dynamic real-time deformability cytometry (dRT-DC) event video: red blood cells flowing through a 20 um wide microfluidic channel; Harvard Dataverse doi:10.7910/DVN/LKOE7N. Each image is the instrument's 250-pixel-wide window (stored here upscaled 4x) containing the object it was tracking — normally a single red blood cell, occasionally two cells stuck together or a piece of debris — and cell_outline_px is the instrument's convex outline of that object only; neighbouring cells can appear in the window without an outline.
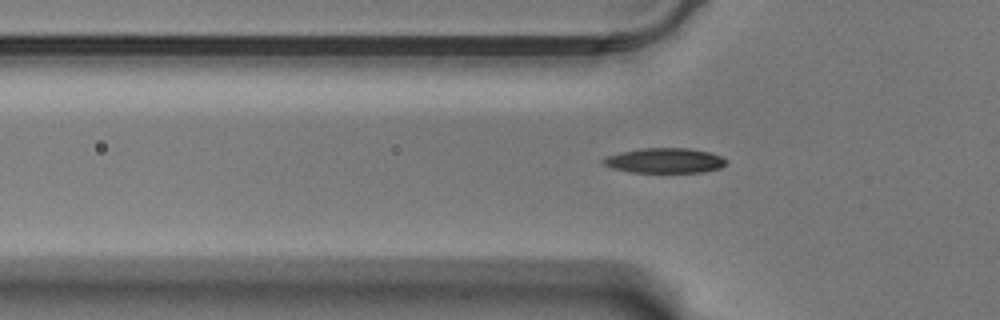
{"species": "Egyptian fruit bat (a non-hibernating species)", "species_latin": "Rousettus aegyptiacus", "temperature_condition": "warm", "stored_images_in_passage": 43, "camera_frame_rate_fps": 3000, "um_per_image_px": 0.085, "animal": {"sex": "male"}, "frame": {"image": 1, "passage_image": 6, "time_ms": 1.667, "image_size_px": [1000, 320], "cell_outline_px": [[724, 164], [720, 168], [700, 172], [632, 172], [612, 168], [604, 164], [600, 160], [608, 156], [620, 152], [640, 148], [688, 148], [708, 152], [720, 156], [724, 160]], "centroid_in_image_um": [56.45, 13.64], "position_along_channel_um": 69.4, "area_um2": 17.63}}
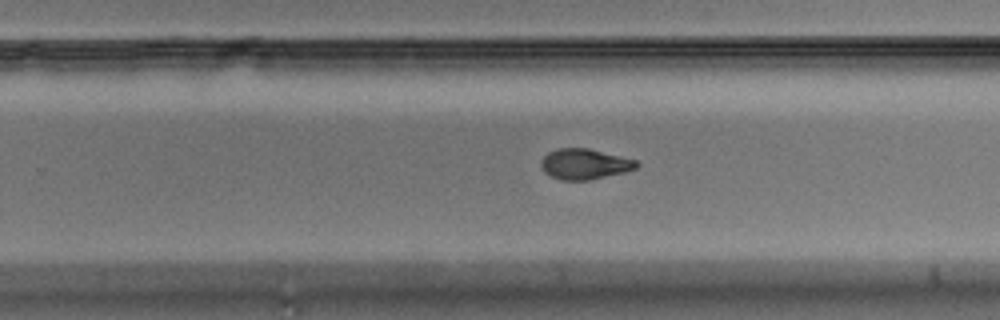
{"frame": {"image": 2, "passage_image": 24, "time_ms": 7.667, "image_size_px": [1000, 320], "cell_outline_px": [[640, 164], [636, 168], [624, 172], [588, 180], [560, 180], [544, 172], [540, 164], [540, 160], [548, 152], [556, 148], [588, 148], [636, 160]], "centroid_in_image_um": [49.66, 13.94], "position_along_channel_um": 280.1, "area_um2": 16.94}}
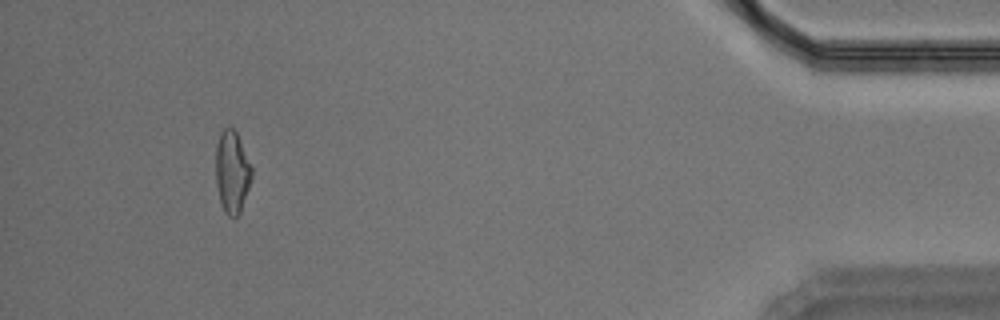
{"frame": {"image": 3, "passage_image": 41, "time_ms": 13.333, "image_size_px": [1000, 320], "cell_outline_px": [[252, 176], [240, 212], [236, 216], [228, 216], [224, 212], [220, 200], [216, 184], [216, 144], [220, 132], [224, 128], [232, 128], [236, 132], [240, 140], [252, 168]], "centroid_in_image_um": [19.71, 14.6], "position_along_channel_um": 415.5, "area_um2": 16.99}, "authors_computed_cell_mechanics": {"area_um2": 17.3978, "velocity_mm_per_s": 3.493, "shape_relaxation_time_tau1_ms": 3.8194, "shape_relaxation_time_tau2_ms": 2.9617, "deformation_change_tau1": 0.1619, "deformation_change_tau2": 0.0719}}